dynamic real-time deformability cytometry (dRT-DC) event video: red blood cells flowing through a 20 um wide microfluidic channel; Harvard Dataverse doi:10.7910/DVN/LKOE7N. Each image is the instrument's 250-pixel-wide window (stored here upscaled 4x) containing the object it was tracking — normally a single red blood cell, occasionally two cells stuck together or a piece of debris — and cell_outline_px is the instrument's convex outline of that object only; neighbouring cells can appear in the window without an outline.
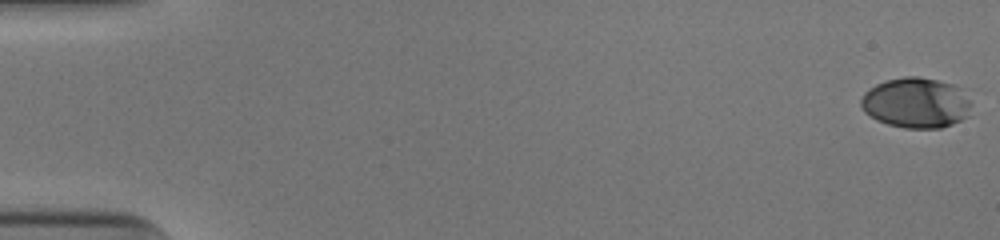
{"species": "human", "species_latin": "Homo sapiens", "temperature_condition": "cold", "stored_images_in_passage": 53, "camera_frame_rate_fps": 3000, "um_per_image_px": 0.085, "donor": {"sex": "male"}, "frame": {"image": 1, "passage_image": 1, "time_ms": 0.0, "image_size_px": [1000, 240], "cell_outline_px": [[968, 116], [952, 124], [940, 128], [904, 128], [888, 124], [876, 120], [864, 112], [860, 104], [860, 100], [864, 92], [868, 88], [884, 80], [904, 76], [920, 76], [956, 84], [968, 100]], "centroid_in_image_um": [77.8, 8.72], "position_along_channel_um": 7.2, "area_um2": 32.48}}
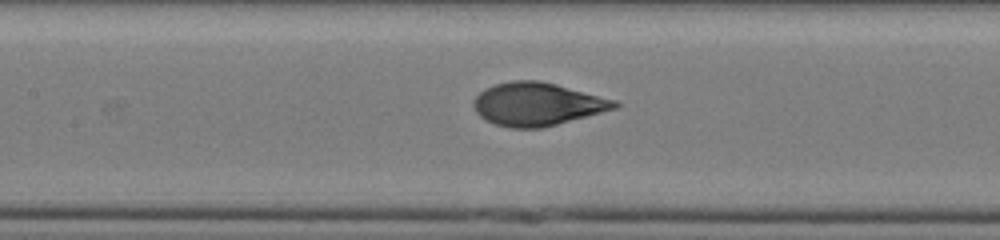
{"frame": {"image": 2, "passage_image": 26, "time_ms": 8.333, "image_size_px": [1000, 240], "cell_outline_px": [[620, 104], [616, 108], [556, 124], [540, 128], [512, 128], [496, 124], [484, 120], [476, 112], [472, 104], [472, 100], [484, 88], [496, 84], [512, 80], [540, 80], [556, 84], [616, 100]], "centroid_in_image_um": [45.62, 8.84], "position_along_channel_um": 161.8, "area_um2": 35.2}}
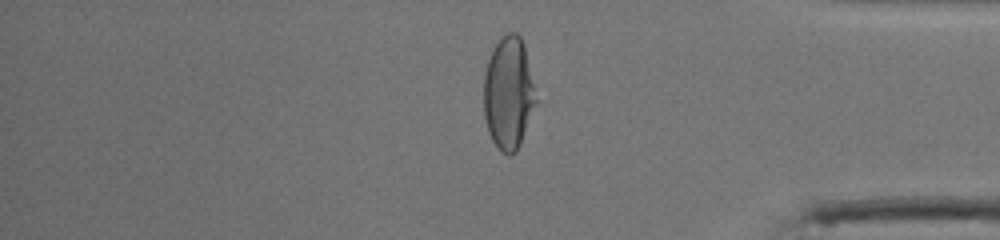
{"frame": {"image": 3, "passage_image": 45, "time_ms": 14.667, "image_size_px": [1000, 240], "cell_outline_px": [[536, 104], [520, 144], [516, 152], [508, 156], [500, 152], [492, 140], [488, 132], [484, 116], [484, 76], [488, 60], [496, 44], [508, 32], [516, 32], [520, 36], [524, 44], [536, 100]], "centroid_in_image_um": [43.21, 7.97], "position_along_channel_um": 392.0, "area_um2": 33.87}, "authors_computed_cell_mechanics": {"area_um2": 34.7956, "velocity_mm_per_s": 3.9498, "shape_relaxation_time_tau1_ms": 5.3025, "shape_relaxation_time_tau2_ms": null, "deformation_change_tau1": 0.2485, "deformation_change_tau2": null}}